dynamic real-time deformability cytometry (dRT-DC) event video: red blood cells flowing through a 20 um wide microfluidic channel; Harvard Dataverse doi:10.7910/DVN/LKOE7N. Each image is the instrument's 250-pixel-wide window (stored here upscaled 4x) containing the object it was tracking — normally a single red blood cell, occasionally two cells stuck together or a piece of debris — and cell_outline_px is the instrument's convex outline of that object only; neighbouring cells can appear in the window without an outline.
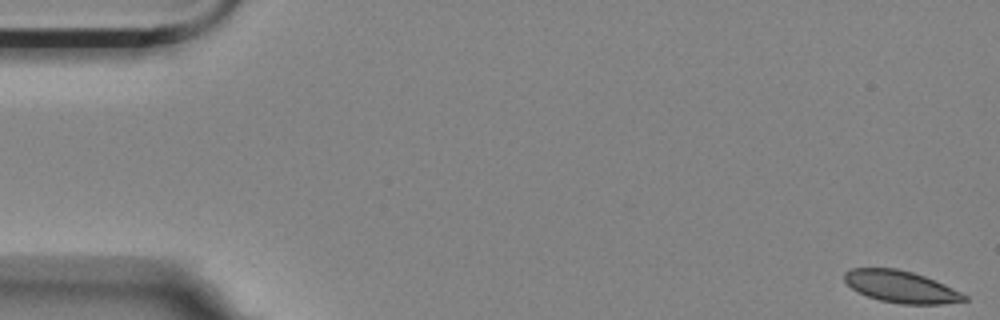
{"species": "Egyptian fruit bat (a non-hibernating species)", "species_latin": "Rousettus aegyptiacus", "temperature_condition": "room temperature", "stored_images_in_passage": 8, "camera_frame_rate_fps": 3000, "um_per_image_px": 0.085, "animal": {"sex": "female"}, "frame": {"image": 1, "passage_image": 1, "time_ms": 0.0, "image_size_px": [1000, 320], "cell_outline_px": [[968, 300], [944, 304], [900, 304], [880, 300], [868, 296], [852, 288], [844, 280], [844, 272], [852, 268], [896, 268], [912, 272], [936, 280], [968, 296]], "centroid_in_image_um": [76.6, 24.37], "position_along_channel_um": 8.4, "area_um2": 22.2}}
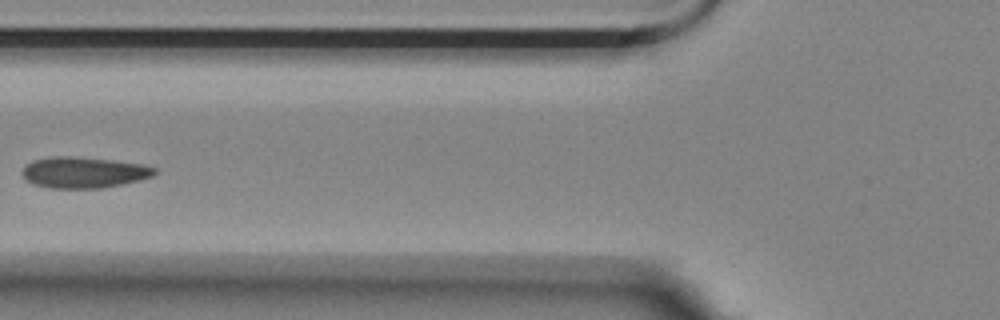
{"frame": {"image": 2, "passage_image": 6, "time_ms": 1.667, "image_size_px": [1000, 320], "cell_outline_px": [[156, 172], [152, 176], [140, 180], [100, 188], [48, 188], [32, 184], [24, 176], [24, 168], [32, 160], [56, 156], [72, 156], [112, 160], [140, 164], [156, 168]], "centroid_in_image_um": [7.12, 14.66], "position_along_channel_um": 118.7, "area_um2": 23.64}}
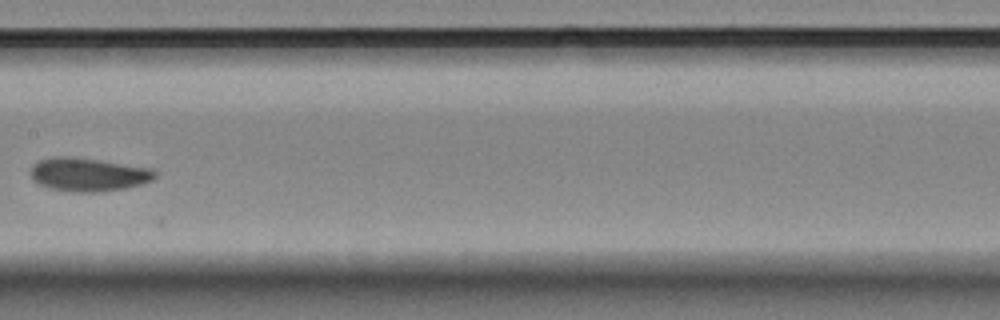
{"frame": {"image": 3, "passage_image": 8, "time_ms": 2.333, "image_size_px": [1000, 320], "cell_outline_px": [[156, 176], [152, 180], [144, 184], [124, 188], [100, 192], [72, 192], [48, 188], [36, 184], [32, 180], [28, 172], [32, 164], [36, 160], [52, 156], [68, 156], [152, 168], [156, 172]], "centroid_in_image_um": [7.42, 14.84], "position_along_channel_um": 200.0, "area_um2": 24.68}}